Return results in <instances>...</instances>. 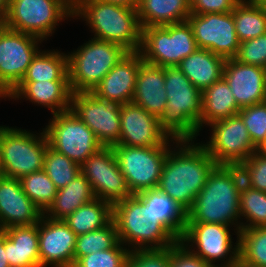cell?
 Here are the masks:
<instances>
[{"label":"cell","instance_id":"cell-1","mask_svg":"<svg viewBox=\"0 0 266 267\" xmlns=\"http://www.w3.org/2000/svg\"><path fill=\"white\" fill-rule=\"evenodd\" d=\"M176 145L168 149L157 189L186 213L217 163L200 143L176 140Z\"/></svg>","mask_w":266,"mask_h":267},{"label":"cell","instance_id":"cell-2","mask_svg":"<svg viewBox=\"0 0 266 267\" xmlns=\"http://www.w3.org/2000/svg\"><path fill=\"white\" fill-rule=\"evenodd\" d=\"M242 184L243 177L238 165L217 164L186 212V223L231 224V227L235 224L238 237L241 230L238 220Z\"/></svg>","mask_w":266,"mask_h":267},{"label":"cell","instance_id":"cell-3","mask_svg":"<svg viewBox=\"0 0 266 267\" xmlns=\"http://www.w3.org/2000/svg\"><path fill=\"white\" fill-rule=\"evenodd\" d=\"M166 107L158 118L161 129L175 140H192L200 132L202 92L177 66L165 67Z\"/></svg>","mask_w":266,"mask_h":267},{"label":"cell","instance_id":"cell-4","mask_svg":"<svg viewBox=\"0 0 266 267\" xmlns=\"http://www.w3.org/2000/svg\"><path fill=\"white\" fill-rule=\"evenodd\" d=\"M75 17L85 19L95 39L122 46L128 52H139L142 26L136 8L99 0H74Z\"/></svg>","mask_w":266,"mask_h":267},{"label":"cell","instance_id":"cell-5","mask_svg":"<svg viewBox=\"0 0 266 267\" xmlns=\"http://www.w3.org/2000/svg\"><path fill=\"white\" fill-rule=\"evenodd\" d=\"M112 219L118 240L133 251L165 249L179 240L164 224L144 215L143 201L136 194L113 205Z\"/></svg>","mask_w":266,"mask_h":267},{"label":"cell","instance_id":"cell-6","mask_svg":"<svg viewBox=\"0 0 266 267\" xmlns=\"http://www.w3.org/2000/svg\"><path fill=\"white\" fill-rule=\"evenodd\" d=\"M127 53L118 44L95 38L69 53L68 78L72 93L93 91Z\"/></svg>","mask_w":266,"mask_h":267},{"label":"cell","instance_id":"cell-7","mask_svg":"<svg viewBox=\"0 0 266 267\" xmlns=\"http://www.w3.org/2000/svg\"><path fill=\"white\" fill-rule=\"evenodd\" d=\"M39 135L25 129L0 126V169L3 176L20 179L43 169L49 142L45 130Z\"/></svg>","mask_w":266,"mask_h":267},{"label":"cell","instance_id":"cell-8","mask_svg":"<svg viewBox=\"0 0 266 267\" xmlns=\"http://www.w3.org/2000/svg\"><path fill=\"white\" fill-rule=\"evenodd\" d=\"M74 0H9L2 24L41 40L54 33L57 23L74 18Z\"/></svg>","mask_w":266,"mask_h":267},{"label":"cell","instance_id":"cell-9","mask_svg":"<svg viewBox=\"0 0 266 267\" xmlns=\"http://www.w3.org/2000/svg\"><path fill=\"white\" fill-rule=\"evenodd\" d=\"M197 48L188 21L142 28L139 53L147 63L161 67L177 66Z\"/></svg>","mask_w":266,"mask_h":267},{"label":"cell","instance_id":"cell-10","mask_svg":"<svg viewBox=\"0 0 266 267\" xmlns=\"http://www.w3.org/2000/svg\"><path fill=\"white\" fill-rule=\"evenodd\" d=\"M52 117L44 128L49 146L80 166L103 147L94 132L71 110L55 113Z\"/></svg>","mask_w":266,"mask_h":267},{"label":"cell","instance_id":"cell-11","mask_svg":"<svg viewBox=\"0 0 266 267\" xmlns=\"http://www.w3.org/2000/svg\"><path fill=\"white\" fill-rule=\"evenodd\" d=\"M116 160L132 194L157 189L169 146H112Z\"/></svg>","mask_w":266,"mask_h":267},{"label":"cell","instance_id":"cell-12","mask_svg":"<svg viewBox=\"0 0 266 267\" xmlns=\"http://www.w3.org/2000/svg\"><path fill=\"white\" fill-rule=\"evenodd\" d=\"M42 41L0 23V98H7L19 85Z\"/></svg>","mask_w":266,"mask_h":267},{"label":"cell","instance_id":"cell-13","mask_svg":"<svg viewBox=\"0 0 266 267\" xmlns=\"http://www.w3.org/2000/svg\"><path fill=\"white\" fill-rule=\"evenodd\" d=\"M70 110L94 132L102 146L119 143L120 105L95 95L92 91L71 94Z\"/></svg>","mask_w":266,"mask_h":267},{"label":"cell","instance_id":"cell-14","mask_svg":"<svg viewBox=\"0 0 266 267\" xmlns=\"http://www.w3.org/2000/svg\"><path fill=\"white\" fill-rule=\"evenodd\" d=\"M229 228L230 226L215 223H186L179 241L208 265H214L218 261L221 264L235 263L239 254L238 237L233 247Z\"/></svg>","mask_w":266,"mask_h":267},{"label":"cell","instance_id":"cell-15","mask_svg":"<svg viewBox=\"0 0 266 267\" xmlns=\"http://www.w3.org/2000/svg\"><path fill=\"white\" fill-rule=\"evenodd\" d=\"M80 172L92 186L96 198L112 206L133 195L119 169L112 146H103L81 166Z\"/></svg>","mask_w":266,"mask_h":267},{"label":"cell","instance_id":"cell-16","mask_svg":"<svg viewBox=\"0 0 266 267\" xmlns=\"http://www.w3.org/2000/svg\"><path fill=\"white\" fill-rule=\"evenodd\" d=\"M208 126L212 128V135L210 141L202 145L217 164L239 165L257 150L238 114Z\"/></svg>","mask_w":266,"mask_h":267},{"label":"cell","instance_id":"cell-17","mask_svg":"<svg viewBox=\"0 0 266 267\" xmlns=\"http://www.w3.org/2000/svg\"><path fill=\"white\" fill-rule=\"evenodd\" d=\"M187 21L198 48L209 50L224 59L235 58L240 41L232 12L190 14Z\"/></svg>","mask_w":266,"mask_h":267},{"label":"cell","instance_id":"cell-18","mask_svg":"<svg viewBox=\"0 0 266 267\" xmlns=\"http://www.w3.org/2000/svg\"><path fill=\"white\" fill-rule=\"evenodd\" d=\"M120 121L121 130L118 145L153 147L170 146V141H173V145L176 143L175 139L169 138L161 129L156 116L133 102L120 105Z\"/></svg>","mask_w":266,"mask_h":267},{"label":"cell","instance_id":"cell-19","mask_svg":"<svg viewBox=\"0 0 266 267\" xmlns=\"http://www.w3.org/2000/svg\"><path fill=\"white\" fill-rule=\"evenodd\" d=\"M76 237L63 220L43 214L38 222L40 267H73Z\"/></svg>","mask_w":266,"mask_h":267},{"label":"cell","instance_id":"cell-20","mask_svg":"<svg viewBox=\"0 0 266 267\" xmlns=\"http://www.w3.org/2000/svg\"><path fill=\"white\" fill-rule=\"evenodd\" d=\"M223 79L240 109L266 101V68L226 59Z\"/></svg>","mask_w":266,"mask_h":267},{"label":"cell","instance_id":"cell-21","mask_svg":"<svg viewBox=\"0 0 266 267\" xmlns=\"http://www.w3.org/2000/svg\"><path fill=\"white\" fill-rule=\"evenodd\" d=\"M43 212L23 192L18 178L0 176V223L2 229L38 223Z\"/></svg>","mask_w":266,"mask_h":267},{"label":"cell","instance_id":"cell-22","mask_svg":"<svg viewBox=\"0 0 266 267\" xmlns=\"http://www.w3.org/2000/svg\"><path fill=\"white\" fill-rule=\"evenodd\" d=\"M143 62L139 52H128L93 89L102 99L123 105L132 102L139 68Z\"/></svg>","mask_w":266,"mask_h":267},{"label":"cell","instance_id":"cell-23","mask_svg":"<svg viewBox=\"0 0 266 267\" xmlns=\"http://www.w3.org/2000/svg\"><path fill=\"white\" fill-rule=\"evenodd\" d=\"M71 94L69 81H21L7 97L27 98L48 107L53 115L70 110Z\"/></svg>","mask_w":266,"mask_h":267},{"label":"cell","instance_id":"cell-24","mask_svg":"<svg viewBox=\"0 0 266 267\" xmlns=\"http://www.w3.org/2000/svg\"><path fill=\"white\" fill-rule=\"evenodd\" d=\"M165 67L143 61L136 79L132 102L159 118L167 103Z\"/></svg>","mask_w":266,"mask_h":267},{"label":"cell","instance_id":"cell-25","mask_svg":"<svg viewBox=\"0 0 266 267\" xmlns=\"http://www.w3.org/2000/svg\"><path fill=\"white\" fill-rule=\"evenodd\" d=\"M2 233L10 267H40L38 223L12 226Z\"/></svg>","mask_w":266,"mask_h":267},{"label":"cell","instance_id":"cell-26","mask_svg":"<svg viewBox=\"0 0 266 267\" xmlns=\"http://www.w3.org/2000/svg\"><path fill=\"white\" fill-rule=\"evenodd\" d=\"M226 59L203 48H197L177 67L201 92L223 78Z\"/></svg>","mask_w":266,"mask_h":267},{"label":"cell","instance_id":"cell-27","mask_svg":"<svg viewBox=\"0 0 266 267\" xmlns=\"http://www.w3.org/2000/svg\"><path fill=\"white\" fill-rule=\"evenodd\" d=\"M143 201L144 215L154 222L164 224L178 239L182 237L186 224V213L158 189L136 194Z\"/></svg>","mask_w":266,"mask_h":267},{"label":"cell","instance_id":"cell-28","mask_svg":"<svg viewBox=\"0 0 266 267\" xmlns=\"http://www.w3.org/2000/svg\"><path fill=\"white\" fill-rule=\"evenodd\" d=\"M142 28L187 21L190 0H140L137 7Z\"/></svg>","mask_w":266,"mask_h":267},{"label":"cell","instance_id":"cell-29","mask_svg":"<svg viewBox=\"0 0 266 267\" xmlns=\"http://www.w3.org/2000/svg\"><path fill=\"white\" fill-rule=\"evenodd\" d=\"M239 111L232 90L222 78L202 92L200 130L204 124L226 119Z\"/></svg>","mask_w":266,"mask_h":267},{"label":"cell","instance_id":"cell-30","mask_svg":"<svg viewBox=\"0 0 266 267\" xmlns=\"http://www.w3.org/2000/svg\"><path fill=\"white\" fill-rule=\"evenodd\" d=\"M95 198L92 186L82 173H79L68 185L57 190L53 204L44 215L54 220H63Z\"/></svg>","mask_w":266,"mask_h":267},{"label":"cell","instance_id":"cell-31","mask_svg":"<svg viewBox=\"0 0 266 267\" xmlns=\"http://www.w3.org/2000/svg\"><path fill=\"white\" fill-rule=\"evenodd\" d=\"M113 217V206L98 198L85 203L63 221L76 235H83L106 226Z\"/></svg>","mask_w":266,"mask_h":267},{"label":"cell","instance_id":"cell-32","mask_svg":"<svg viewBox=\"0 0 266 267\" xmlns=\"http://www.w3.org/2000/svg\"><path fill=\"white\" fill-rule=\"evenodd\" d=\"M69 81L68 58L60 51H41L34 56L21 81Z\"/></svg>","mask_w":266,"mask_h":267},{"label":"cell","instance_id":"cell-33","mask_svg":"<svg viewBox=\"0 0 266 267\" xmlns=\"http://www.w3.org/2000/svg\"><path fill=\"white\" fill-rule=\"evenodd\" d=\"M235 30L240 42L266 33V6L241 0L232 11Z\"/></svg>","mask_w":266,"mask_h":267},{"label":"cell","instance_id":"cell-34","mask_svg":"<svg viewBox=\"0 0 266 267\" xmlns=\"http://www.w3.org/2000/svg\"><path fill=\"white\" fill-rule=\"evenodd\" d=\"M238 261L266 267V227L242 228L238 233Z\"/></svg>","mask_w":266,"mask_h":267},{"label":"cell","instance_id":"cell-35","mask_svg":"<svg viewBox=\"0 0 266 267\" xmlns=\"http://www.w3.org/2000/svg\"><path fill=\"white\" fill-rule=\"evenodd\" d=\"M118 242L117 228L113 219L102 228L83 235H77L74 249V263L83 256L97 251L111 249Z\"/></svg>","mask_w":266,"mask_h":267},{"label":"cell","instance_id":"cell-36","mask_svg":"<svg viewBox=\"0 0 266 267\" xmlns=\"http://www.w3.org/2000/svg\"><path fill=\"white\" fill-rule=\"evenodd\" d=\"M23 192L43 212L53 204L57 194V188L45 171L33 172L19 179Z\"/></svg>","mask_w":266,"mask_h":267},{"label":"cell","instance_id":"cell-37","mask_svg":"<svg viewBox=\"0 0 266 267\" xmlns=\"http://www.w3.org/2000/svg\"><path fill=\"white\" fill-rule=\"evenodd\" d=\"M245 217L242 228L266 227V192L242 184L240 188V219Z\"/></svg>","mask_w":266,"mask_h":267},{"label":"cell","instance_id":"cell-38","mask_svg":"<svg viewBox=\"0 0 266 267\" xmlns=\"http://www.w3.org/2000/svg\"><path fill=\"white\" fill-rule=\"evenodd\" d=\"M43 170L57 189L68 185L80 172V165L65 155L47 147Z\"/></svg>","mask_w":266,"mask_h":267},{"label":"cell","instance_id":"cell-39","mask_svg":"<svg viewBox=\"0 0 266 267\" xmlns=\"http://www.w3.org/2000/svg\"><path fill=\"white\" fill-rule=\"evenodd\" d=\"M131 249L119 241L113 248L79 258L73 267H125Z\"/></svg>","mask_w":266,"mask_h":267},{"label":"cell","instance_id":"cell-40","mask_svg":"<svg viewBox=\"0 0 266 267\" xmlns=\"http://www.w3.org/2000/svg\"><path fill=\"white\" fill-rule=\"evenodd\" d=\"M237 114L246 126L253 145L258 148L266 138V101L244 107Z\"/></svg>","mask_w":266,"mask_h":267},{"label":"cell","instance_id":"cell-41","mask_svg":"<svg viewBox=\"0 0 266 267\" xmlns=\"http://www.w3.org/2000/svg\"><path fill=\"white\" fill-rule=\"evenodd\" d=\"M238 166L244 184L255 190L266 192V154L256 150Z\"/></svg>","mask_w":266,"mask_h":267},{"label":"cell","instance_id":"cell-42","mask_svg":"<svg viewBox=\"0 0 266 267\" xmlns=\"http://www.w3.org/2000/svg\"><path fill=\"white\" fill-rule=\"evenodd\" d=\"M125 267H170V247L131 250Z\"/></svg>","mask_w":266,"mask_h":267},{"label":"cell","instance_id":"cell-43","mask_svg":"<svg viewBox=\"0 0 266 267\" xmlns=\"http://www.w3.org/2000/svg\"><path fill=\"white\" fill-rule=\"evenodd\" d=\"M235 59L244 64L266 68V33L240 42Z\"/></svg>","mask_w":266,"mask_h":267},{"label":"cell","instance_id":"cell-44","mask_svg":"<svg viewBox=\"0 0 266 267\" xmlns=\"http://www.w3.org/2000/svg\"><path fill=\"white\" fill-rule=\"evenodd\" d=\"M208 264L179 240L170 246V267H207Z\"/></svg>","mask_w":266,"mask_h":267},{"label":"cell","instance_id":"cell-45","mask_svg":"<svg viewBox=\"0 0 266 267\" xmlns=\"http://www.w3.org/2000/svg\"><path fill=\"white\" fill-rule=\"evenodd\" d=\"M241 0H190L191 14L229 13Z\"/></svg>","mask_w":266,"mask_h":267},{"label":"cell","instance_id":"cell-46","mask_svg":"<svg viewBox=\"0 0 266 267\" xmlns=\"http://www.w3.org/2000/svg\"><path fill=\"white\" fill-rule=\"evenodd\" d=\"M5 253V235L0 233V267H10Z\"/></svg>","mask_w":266,"mask_h":267},{"label":"cell","instance_id":"cell-47","mask_svg":"<svg viewBox=\"0 0 266 267\" xmlns=\"http://www.w3.org/2000/svg\"><path fill=\"white\" fill-rule=\"evenodd\" d=\"M99 1L117 4V5H124L130 8H136V9L140 3V0H99Z\"/></svg>","mask_w":266,"mask_h":267},{"label":"cell","instance_id":"cell-48","mask_svg":"<svg viewBox=\"0 0 266 267\" xmlns=\"http://www.w3.org/2000/svg\"><path fill=\"white\" fill-rule=\"evenodd\" d=\"M9 0H0V23H2L7 15Z\"/></svg>","mask_w":266,"mask_h":267},{"label":"cell","instance_id":"cell-49","mask_svg":"<svg viewBox=\"0 0 266 267\" xmlns=\"http://www.w3.org/2000/svg\"><path fill=\"white\" fill-rule=\"evenodd\" d=\"M207 267H237V262L235 263H229V264H214V265H208Z\"/></svg>","mask_w":266,"mask_h":267},{"label":"cell","instance_id":"cell-50","mask_svg":"<svg viewBox=\"0 0 266 267\" xmlns=\"http://www.w3.org/2000/svg\"><path fill=\"white\" fill-rule=\"evenodd\" d=\"M249 3L258 4L262 6H266V0H245Z\"/></svg>","mask_w":266,"mask_h":267},{"label":"cell","instance_id":"cell-51","mask_svg":"<svg viewBox=\"0 0 266 267\" xmlns=\"http://www.w3.org/2000/svg\"><path fill=\"white\" fill-rule=\"evenodd\" d=\"M237 267H260V266L251 265L249 263H245L244 261H237Z\"/></svg>","mask_w":266,"mask_h":267},{"label":"cell","instance_id":"cell-52","mask_svg":"<svg viewBox=\"0 0 266 267\" xmlns=\"http://www.w3.org/2000/svg\"><path fill=\"white\" fill-rule=\"evenodd\" d=\"M257 151L266 154V138L264 142L257 148Z\"/></svg>","mask_w":266,"mask_h":267},{"label":"cell","instance_id":"cell-53","mask_svg":"<svg viewBox=\"0 0 266 267\" xmlns=\"http://www.w3.org/2000/svg\"><path fill=\"white\" fill-rule=\"evenodd\" d=\"M3 229H2V226H1V223H0V233H2Z\"/></svg>","mask_w":266,"mask_h":267}]
</instances>
